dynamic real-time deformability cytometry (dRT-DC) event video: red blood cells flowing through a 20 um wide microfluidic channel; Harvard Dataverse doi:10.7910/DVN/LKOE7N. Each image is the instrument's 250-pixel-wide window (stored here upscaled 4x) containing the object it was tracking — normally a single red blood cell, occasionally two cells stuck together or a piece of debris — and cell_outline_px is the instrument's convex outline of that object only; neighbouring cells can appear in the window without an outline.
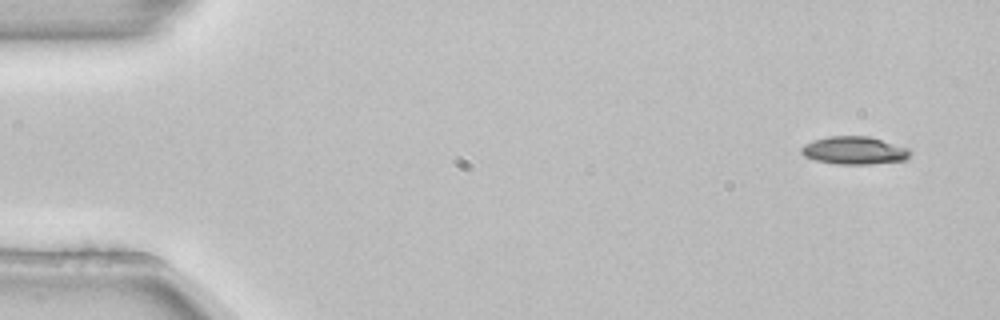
{"species": "common noctule bat (a hibernating species)", "species_latin": "Nyctalus noctula", "temperature_condition": "room temperature", "stored_images_in_passage": 5, "camera_frame_rate_fps": 3000, "um_per_image_px": 0.085, "animal": {"sex": "female", "body_mass_g": 22.7, "forearm_length_mm": 54.2}, "frame": {"image": 1, "passage_image": 1, "time_ms": 0.0, "image_size_px": [1000, 320], "cell_outline_px": [[912, 152], [904, 160], [872, 164], [836, 164], [816, 160], [804, 156], [800, 152], [800, 148], [804, 144], [812, 140], [828, 136], [868, 136], [908, 148]], "centroid_in_image_um": [72.57, 12.78], "position_along_channel_um": 12.4, "area_um2": 17.63}}
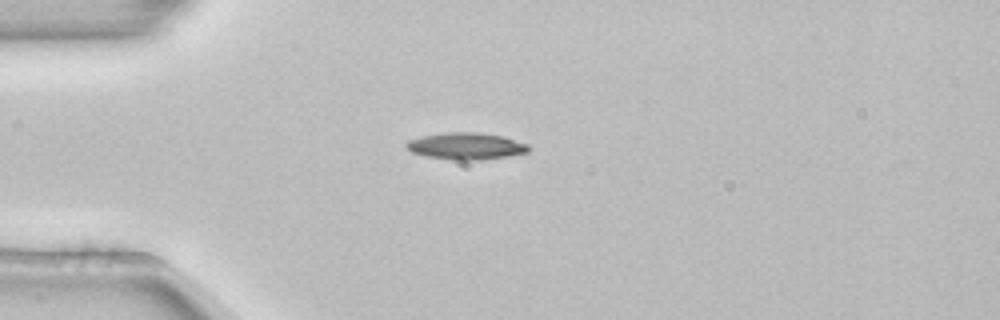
{"frame": {"image": 2, "passage_image": 3, "time_ms": 0.667, "image_size_px": [1000, 320], "cell_outline_px": [[532, 148], [528, 152], [508, 156], [476, 160], [456, 160], [424, 156], [412, 152], [404, 144], [408, 140], [424, 136], [444, 132], [480, 132], [504, 136], [528, 144]], "centroid_in_image_um": [39.64, 12.41], "position_along_channel_um": 45.4, "area_um2": 19.19}}
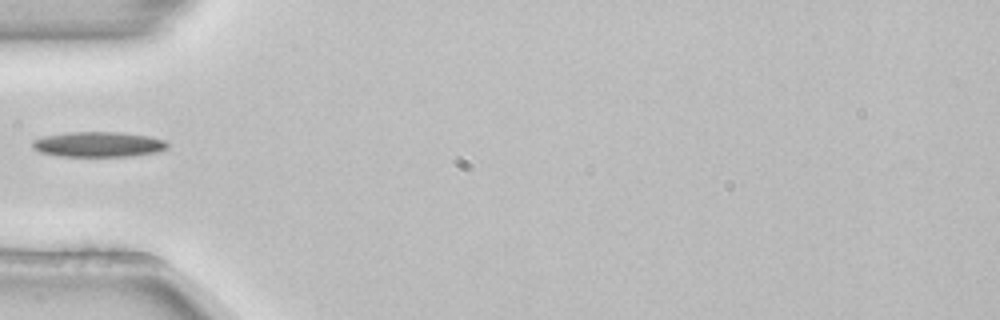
{"frame": {"image": 3, "passage_image": 4, "time_ms": 1.0, "image_size_px": [1000, 320], "cell_outline_px": [[168, 148], [160, 152], [132, 156], [56, 156], [40, 152], [32, 148], [32, 140], [44, 136], [68, 132], [120, 132], [152, 136], [164, 140], [168, 144]], "centroid_in_image_um": [8.38, 12.27], "position_along_channel_um": 76.6, "area_um2": 20.11}}